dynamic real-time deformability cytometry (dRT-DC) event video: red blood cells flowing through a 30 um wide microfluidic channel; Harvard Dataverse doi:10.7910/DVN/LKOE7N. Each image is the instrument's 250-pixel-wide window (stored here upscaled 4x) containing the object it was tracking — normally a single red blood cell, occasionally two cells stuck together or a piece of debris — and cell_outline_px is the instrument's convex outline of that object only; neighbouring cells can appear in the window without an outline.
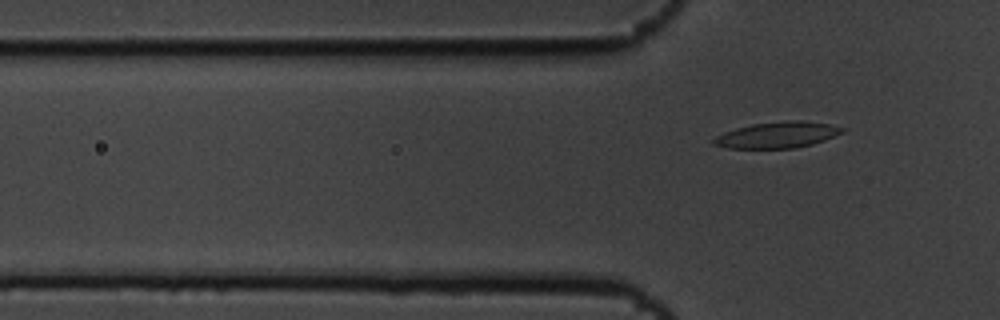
{"species": "common noctule bat (a hibernating species)", "species_latin": "Nyctalus noctula", "temperature_condition": "cold", "stored_images_in_passage": 6, "camera_frame_rate_fps": 3000, "um_per_image_px": 0.085, "animal": {"sex": "male", "body_mass_g": 19.5, "forearm_length_mm": 54.6}, "frame": {"image": 1, "passage_image": 6, "time_ms": 1.667, "image_size_px": [1000, 320], "cell_outline_px": [[848, 128], [844, 132], [824, 140], [812, 144], [796, 148], [728, 148], [712, 144], [712, 140], [716, 136], [724, 132], [736, 128], [752, 124], [788, 120], [800, 120], [828, 124]], "centroid_in_image_um": [66.09, 11.46], "position_along_channel_um": 59.7, "area_um2": 19.59}}